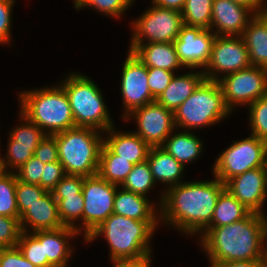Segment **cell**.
<instances>
[{"label":"cell","mask_w":267,"mask_h":267,"mask_svg":"<svg viewBox=\"0 0 267 267\" xmlns=\"http://www.w3.org/2000/svg\"><path fill=\"white\" fill-rule=\"evenodd\" d=\"M181 131V132H180ZM173 131L160 146L168 154L172 155L184 167L187 163H194L203 152V141L194 132L180 130L176 134Z\"/></svg>","instance_id":"cell-26"},{"label":"cell","mask_w":267,"mask_h":267,"mask_svg":"<svg viewBox=\"0 0 267 267\" xmlns=\"http://www.w3.org/2000/svg\"><path fill=\"white\" fill-rule=\"evenodd\" d=\"M158 209L159 207L153 205L148 197L123 188L120 189V186L117 187L113 202V213L137 221H160V210Z\"/></svg>","instance_id":"cell-21"},{"label":"cell","mask_w":267,"mask_h":267,"mask_svg":"<svg viewBox=\"0 0 267 267\" xmlns=\"http://www.w3.org/2000/svg\"><path fill=\"white\" fill-rule=\"evenodd\" d=\"M121 72V94L124 105L122 119L134 109L156 101L148 86L147 67L130 51Z\"/></svg>","instance_id":"cell-14"},{"label":"cell","mask_w":267,"mask_h":267,"mask_svg":"<svg viewBox=\"0 0 267 267\" xmlns=\"http://www.w3.org/2000/svg\"><path fill=\"white\" fill-rule=\"evenodd\" d=\"M84 176L66 174L51 191L53 195H70L82 193Z\"/></svg>","instance_id":"cell-46"},{"label":"cell","mask_w":267,"mask_h":267,"mask_svg":"<svg viewBox=\"0 0 267 267\" xmlns=\"http://www.w3.org/2000/svg\"><path fill=\"white\" fill-rule=\"evenodd\" d=\"M199 236L210 266L228 261L267 260L260 213L251 212L232 224L207 227Z\"/></svg>","instance_id":"cell-2"},{"label":"cell","mask_w":267,"mask_h":267,"mask_svg":"<svg viewBox=\"0 0 267 267\" xmlns=\"http://www.w3.org/2000/svg\"><path fill=\"white\" fill-rule=\"evenodd\" d=\"M15 2L0 0V44H10L12 28V8Z\"/></svg>","instance_id":"cell-42"},{"label":"cell","mask_w":267,"mask_h":267,"mask_svg":"<svg viewBox=\"0 0 267 267\" xmlns=\"http://www.w3.org/2000/svg\"><path fill=\"white\" fill-rule=\"evenodd\" d=\"M7 143V154L4 158L1 156L2 164L6 172L17 171L34 155L37 148L14 146V140L10 136H8Z\"/></svg>","instance_id":"cell-37"},{"label":"cell","mask_w":267,"mask_h":267,"mask_svg":"<svg viewBox=\"0 0 267 267\" xmlns=\"http://www.w3.org/2000/svg\"><path fill=\"white\" fill-rule=\"evenodd\" d=\"M254 15L250 9L232 0H213L210 30L216 36H242Z\"/></svg>","instance_id":"cell-17"},{"label":"cell","mask_w":267,"mask_h":267,"mask_svg":"<svg viewBox=\"0 0 267 267\" xmlns=\"http://www.w3.org/2000/svg\"><path fill=\"white\" fill-rule=\"evenodd\" d=\"M15 189L16 174L5 172L0 178V215L19 217Z\"/></svg>","instance_id":"cell-33"},{"label":"cell","mask_w":267,"mask_h":267,"mask_svg":"<svg viewBox=\"0 0 267 267\" xmlns=\"http://www.w3.org/2000/svg\"><path fill=\"white\" fill-rule=\"evenodd\" d=\"M47 267H59V266H56V265H50V266H47Z\"/></svg>","instance_id":"cell-54"},{"label":"cell","mask_w":267,"mask_h":267,"mask_svg":"<svg viewBox=\"0 0 267 267\" xmlns=\"http://www.w3.org/2000/svg\"><path fill=\"white\" fill-rule=\"evenodd\" d=\"M147 162L150 166L154 181L156 183H164L167 187L165 190L184 182L181 177L186 167L160 146L150 147Z\"/></svg>","instance_id":"cell-24"},{"label":"cell","mask_w":267,"mask_h":267,"mask_svg":"<svg viewBox=\"0 0 267 267\" xmlns=\"http://www.w3.org/2000/svg\"><path fill=\"white\" fill-rule=\"evenodd\" d=\"M218 83L226 106L233 111L236 106H249L267 95V69L250 66L222 77Z\"/></svg>","instance_id":"cell-11"},{"label":"cell","mask_w":267,"mask_h":267,"mask_svg":"<svg viewBox=\"0 0 267 267\" xmlns=\"http://www.w3.org/2000/svg\"><path fill=\"white\" fill-rule=\"evenodd\" d=\"M0 267H37L28 261L18 246L0 249Z\"/></svg>","instance_id":"cell-45"},{"label":"cell","mask_w":267,"mask_h":267,"mask_svg":"<svg viewBox=\"0 0 267 267\" xmlns=\"http://www.w3.org/2000/svg\"><path fill=\"white\" fill-rule=\"evenodd\" d=\"M104 133L103 143L119 158L134 165L147 160L150 146L134 131H117L113 125Z\"/></svg>","instance_id":"cell-20"},{"label":"cell","mask_w":267,"mask_h":267,"mask_svg":"<svg viewBox=\"0 0 267 267\" xmlns=\"http://www.w3.org/2000/svg\"><path fill=\"white\" fill-rule=\"evenodd\" d=\"M230 113L220 84L205 79L173 115L176 129L192 131L215 125Z\"/></svg>","instance_id":"cell-7"},{"label":"cell","mask_w":267,"mask_h":267,"mask_svg":"<svg viewBox=\"0 0 267 267\" xmlns=\"http://www.w3.org/2000/svg\"><path fill=\"white\" fill-rule=\"evenodd\" d=\"M65 175L63 165L59 161L46 163L41 176V188L51 192Z\"/></svg>","instance_id":"cell-44"},{"label":"cell","mask_w":267,"mask_h":267,"mask_svg":"<svg viewBox=\"0 0 267 267\" xmlns=\"http://www.w3.org/2000/svg\"><path fill=\"white\" fill-rule=\"evenodd\" d=\"M44 167L45 164L33 155L14 173L16 174L17 180L37 184L41 187V176H43Z\"/></svg>","instance_id":"cell-41"},{"label":"cell","mask_w":267,"mask_h":267,"mask_svg":"<svg viewBox=\"0 0 267 267\" xmlns=\"http://www.w3.org/2000/svg\"><path fill=\"white\" fill-rule=\"evenodd\" d=\"M117 185L104 180L99 174L87 176L83 181L84 210L77 231L84 239L113 214V202Z\"/></svg>","instance_id":"cell-10"},{"label":"cell","mask_w":267,"mask_h":267,"mask_svg":"<svg viewBox=\"0 0 267 267\" xmlns=\"http://www.w3.org/2000/svg\"><path fill=\"white\" fill-rule=\"evenodd\" d=\"M1 151V150H0ZM2 155V154H0ZM5 168L3 167V164H2V160H1V156H0V178L1 176L5 173Z\"/></svg>","instance_id":"cell-53"},{"label":"cell","mask_w":267,"mask_h":267,"mask_svg":"<svg viewBox=\"0 0 267 267\" xmlns=\"http://www.w3.org/2000/svg\"><path fill=\"white\" fill-rule=\"evenodd\" d=\"M189 70L188 73L174 75L168 87L156 99L159 104L174 112L205 80L202 70Z\"/></svg>","instance_id":"cell-23"},{"label":"cell","mask_w":267,"mask_h":267,"mask_svg":"<svg viewBox=\"0 0 267 267\" xmlns=\"http://www.w3.org/2000/svg\"><path fill=\"white\" fill-rule=\"evenodd\" d=\"M21 232L19 217L0 215V249L17 246Z\"/></svg>","instance_id":"cell-39"},{"label":"cell","mask_w":267,"mask_h":267,"mask_svg":"<svg viewBox=\"0 0 267 267\" xmlns=\"http://www.w3.org/2000/svg\"><path fill=\"white\" fill-rule=\"evenodd\" d=\"M266 1L267 0L263 2V6H262L260 14L267 20V2Z\"/></svg>","instance_id":"cell-52"},{"label":"cell","mask_w":267,"mask_h":267,"mask_svg":"<svg viewBox=\"0 0 267 267\" xmlns=\"http://www.w3.org/2000/svg\"><path fill=\"white\" fill-rule=\"evenodd\" d=\"M151 2L152 4L160 8L172 9L178 12H182L186 0H152Z\"/></svg>","instance_id":"cell-49"},{"label":"cell","mask_w":267,"mask_h":267,"mask_svg":"<svg viewBox=\"0 0 267 267\" xmlns=\"http://www.w3.org/2000/svg\"><path fill=\"white\" fill-rule=\"evenodd\" d=\"M213 0H186L181 12L186 26L210 29Z\"/></svg>","instance_id":"cell-30"},{"label":"cell","mask_w":267,"mask_h":267,"mask_svg":"<svg viewBox=\"0 0 267 267\" xmlns=\"http://www.w3.org/2000/svg\"><path fill=\"white\" fill-rule=\"evenodd\" d=\"M17 246L23 256L35 266L51 265L47 257H44L43 244L31 232H21Z\"/></svg>","instance_id":"cell-35"},{"label":"cell","mask_w":267,"mask_h":267,"mask_svg":"<svg viewBox=\"0 0 267 267\" xmlns=\"http://www.w3.org/2000/svg\"><path fill=\"white\" fill-rule=\"evenodd\" d=\"M134 164L119 158L104 143L100 151L98 174L109 183L120 186Z\"/></svg>","instance_id":"cell-28"},{"label":"cell","mask_w":267,"mask_h":267,"mask_svg":"<svg viewBox=\"0 0 267 267\" xmlns=\"http://www.w3.org/2000/svg\"><path fill=\"white\" fill-rule=\"evenodd\" d=\"M183 25L181 12L153 4L131 22L130 44L174 42Z\"/></svg>","instance_id":"cell-9"},{"label":"cell","mask_w":267,"mask_h":267,"mask_svg":"<svg viewBox=\"0 0 267 267\" xmlns=\"http://www.w3.org/2000/svg\"><path fill=\"white\" fill-rule=\"evenodd\" d=\"M18 99L19 111L46 135H55L75 127L68 97L60 84L19 92Z\"/></svg>","instance_id":"cell-4"},{"label":"cell","mask_w":267,"mask_h":267,"mask_svg":"<svg viewBox=\"0 0 267 267\" xmlns=\"http://www.w3.org/2000/svg\"><path fill=\"white\" fill-rule=\"evenodd\" d=\"M158 222L137 221L113 213L88 235L85 242H93L99 236H104L110 248V260L138 258L152 254L150 240Z\"/></svg>","instance_id":"cell-3"},{"label":"cell","mask_w":267,"mask_h":267,"mask_svg":"<svg viewBox=\"0 0 267 267\" xmlns=\"http://www.w3.org/2000/svg\"><path fill=\"white\" fill-rule=\"evenodd\" d=\"M22 232L55 230L63 227L57 202L52 192L47 191L34 202L19 218Z\"/></svg>","instance_id":"cell-18"},{"label":"cell","mask_w":267,"mask_h":267,"mask_svg":"<svg viewBox=\"0 0 267 267\" xmlns=\"http://www.w3.org/2000/svg\"><path fill=\"white\" fill-rule=\"evenodd\" d=\"M242 38L251 66L267 69V20L261 14H255L245 27Z\"/></svg>","instance_id":"cell-25"},{"label":"cell","mask_w":267,"mask_h":267,"mask_svg":"<svg viewBox=\"0 0 267 267\" xmlns=\"http://www.w3.org/2000/svg\"><path fill=\"white\" fill-rule=\"evenodd\" d=\"M43 244L44 257L51 265L69 267L74 247L69 240L80 235L74 228L63 226L55 230L31 232ZM69 241V242H68ZM68 263V264H67Z\"/></svg>","instance_id":"cell-19"},{"label":"cell","mask_w":267,"mask_h":267,"mask_svg":"<svg viewBox=\"0 0 267 267\" xmlns=\"http://www.w3.org/2000/svg\"><path fill=\"white\" fill-rule=\"evenodd\" d=\"M154 185H156V182L146 160L133 166L120 187L146 197L147 193L154 188Z\"/></svg>","instance_id":"cell-31"},{"label":"cell","mask_w":267,"mask_h":267,"mask_svg":"<svg viewBox=\"0 0 267 267\" xmlns=\"http://www.w3.org/2000/svg\"><path fill=\"white\" fill-rule=\"evenodd\" d=\"M103 134L94 128L74 127L54 135L65 174L84 177L98 174Z\"/></svg>","instance_id":"cell-5"},{"label":"cell","mask_w":267,"mask_h":267,"mask_svg":"<svg viewBox=\"0 0 267 267\" xmlns=\"http://www.w3.org/2000/svg\"><path fill=\"white\" fill-rule=\"evenodd\" d=\"M57 202L58 212L63 226L74 228L77 231L76 221L82 220L84 198L82 193L70 195H53Z\"/></svg>","instance_id":"cell-29"},{"label":"cell","mask_w":267,"mask_h":267,"mask_svg":"<svg viewBox=\"0 0 267 267\" xmlns=\"http://www.w3.org/2000/svg\"><path fill=\"white\" fill-rule=\"evenodd\" d=\"M72 109L75 127H89L101 132L114 124L102 91L94 81L82 73L72 72L60 82Z\"/></svg>","instance_id":"cell-6"},{"label":"cell","mask_w":267,"mask_h":267,"mask_svg":"<svg viewBox=\"0 0 267 267\" xmlns=\"http://www.w3.org/2000/svg\"><path fill=\"white\" fill-rule=\"evenodd\" d=\"M249 54L242 36H216L209 61L202 70L205 79L218 82L233 72L249 68ZM224 75L221 77V74Z\"/></svg>","instance_id":"cell-12"},{"label":"cell","mask_w":267,"mask_h":267,"mask_svg":"<svg viewBox=\"0 0 267 267\" xmlns=\"http://www.w3.org/2000/svg\"><path fill=\"white\" fill-rule=\"evenodd\" d=\"M136 120L139 135L150 147H159L176 130L173 111L166 109L157 101L134 109L124 119Z\"/></svg>","instance_id":"cell-13"},{"label":"cell","mask_w":267,"mask_h":267,"mask_svg":"<svg viewBox=\"0 0 267 267\" xmlns=\"http://www.w3.org/2000/svg\"><path fill=\"white\" fill-rule=\"evenodd\" d=\"M151 254H146L138 258L113 259V267H152Z\"/></svg>","instance_id":"cell-47"},{"label":"cell","mask_w":267,"mask_h":267,"mask_svg":"<svg viewBox=\"0 0 267 267\" xmlns=\"http://www.w3.org/2000/svg\"><path fill=\"white\" fill-rule=\"evenodd\" d=\"M232 143L218 155L212 167L213 175L222 183L246 171L267 166V141L250 135Z\"/></svg>","instance_id":"cell-8"},{"label":"cell","mask_w":267,"mask_h":267,"mask_svg":"<svg viewBox=\"0 0 267 267\" xmlns=\"http://www.w3.org/2000/svg\"><path fill=\"white\" fill-rule=\"evenodd\" d=\"M210 267H267V260L228 261L214 263Z\"/></svg>","instance_id":"cell-48"},{"label":"cell","mask_w":267,"mask_h":267,"mask_svg":"<svg viewBox=\"0 0 267 267\" xmlns=\"http://www.w3.org/2000/svg\"><path fill=\"white\" fill-rule=\"evenodd\" d=\"M251 212L225 188L218 197L214 214L208 227L232 224L246 218Z\"/></svg>","instance_id":"cell-27"},{"label":"cell","mask_w":267,"mask_h":267,"mask_svg":"<svg viewBox=\"0 0 267 267\" xmlns=\"http://www.w3.org/2000/svg\"><path fill=\"white\" fill-rule=\"evenodd\" d=\"M147 75L151 95L157 99L168 87L175 72L155 67H147Z\"/></svg>","instance_id":"cell-40"},{"label":"cell","mask_w":267,"mask_h":267,"mask_svg":"<svg viewBox=\"0 0 267 267\" xmlns=\"http://www.w3.org/2000/svg\"><path fill=\"white\" fill-rule=\"evenodd\" d=\"M215 37L210 29L183 25L174 40L176 52L183 66L203 70L209 61Z\"/></svg>","instance_id":"cell-15"},{"label":"cell","mask_w":267,"mask_h":267,"mask_svg":"<svg viewBox=\"0 0 267 267\" xmlns=\"http://www.w3.org/2000/svg\"><path fill=\"white\" fill-rule=\"evenodd\" d=\"M133 3L134 0H79L74 7L77 10L93 7L96 12L119 20Z\"/></svg>","instance_id":"cell-34"},{"label":"cell","mask_w":267,"mask_h":267,"mask_svg":"<svg viewBox=\"0 0 267 267\" xmlns=\"http://www.w3.org/2000/svg\"><path fill=\"white\" fill-rule=\"evenodd\" d=\"M46 192L47 191L41 188L39 185L19 181L16 177L15 195L17 208L19 211V218L30 207V205L36 202Z\"/></svg>","instance_id":"cell-38"},{"label":"cell","mask_w":267,"mask_h":267,"mask_svg":"<svg viewBox=\"0 0 267 267\" xmlns=\"http://www.w3.org/2000/svg\"><path fill=\"white\" fill-rule=\"evenodd\" d=\"M34 156L44 164L59 161L56 137L46 135L38 144Z\"/></svg>","instance_id":"cell-43"},{"label":"cell","mask_w":267,"mask_h":267,"mask_svg":"<svg viewBox=\"0 0 267 267\" xmlns=\"http://www.w3.org/2000/svg\"><path fill=\"white\" fill-rule=\"evenodd\" d=\"M79 0H73V2H74V5L78 2Z\"/></svg>","instance_id":"cell-55"},{"label":"cell","mask_w":267,"mask_h":267,"mask_svg":"<svg viewBox=\"0 0 267 267\" xmlns=\"http://www.w3.org/2000/svg\"><path fill=\"white\" fill-rule=\"evenodd\" d=\"M225 184L214 176L211 181L182 182L164 190L157 206L160 222L185 233L199 235L211 223L214 209Z\"/></svg>","instance_id":"cell-1"},{"label":"cell","mask_w":267,"mask_h":267,"mask_svg":"<svg viewBox=\"0 0 267 267\" xmlns=\"http://www.w3.org/2000/svg\"><path fill=\"white\" fill-rule=\"evenodd\" d=\"M225 187L250 211L264 212L267 197V166L244 172L231 178Z\"/></svg>","instance_id":"cell-16"},{"label":"cell","mask_w":267,"mask_h":267,"mask_svg":"<svg viewBox=\"0 0 267 267\" xmlns=\"http://www.w3.org/2000/svg\"><path fill=\"white\" fill-rule=\"evenodd\" d=\"M264 212H261V218H262V223H263V234H264V243L267 249V215Z\"/></svg>","instance_id":"cell-51"},{"label":"cell","mask_w":267,"mask_h":267,"mask_svg":"<svg viewBox=\"0 0 267 267\" xmlns=\"http://www.w3.org/2000/svg\"><path fill=\"white\" fill-rule=\"evenodd\" d=\"M251 134L267 141V95L248 106Z\"/></svg>","instance_id":"cell-36"},{"label":"cell","mask_w":267,"mask_h":267,"mask_svg":"<svg viewBox=\"0 0 267 267\" xmlns=\"http://www.w3.org/2000/svg\"><path fill=\"white\" fill-rule=\"evenodd\" d=\"M20 124H18L9 136L14 140V146L37 147L46 136L45 132L35 123L31 122L19 111Z\"/></svg>","instance_id":"cell-32"},{"label":"cell","mask_w":267,"mask_h":267,"mask_svg":"<svg viewBox=\"0 0 267 267\" xmlns=\"http://www.w3.org/2000/svg\"><path fill=\"white\" fill-rule=\"evenodd\" d=\"M237 4L243 5L250 9L254 14H260L263 2L265 0H232Z\"/></svg>","instance_id":"cell-50"},{"label":"cell","mask_w":267,"mask_h":267,"mask_svg":"<svg viewBox=\"0 0 267 267\" xmlns=\"http://www.w3.org/2000/svg\"><path fill=\"white\" fill-rule=\"evenodd\" d=\"M128 51L132 52L146 67L172 72L184 67L176 52L174 42L130 44Z\"/></svg>","instance_id":"cell-22"}]
</instances>
